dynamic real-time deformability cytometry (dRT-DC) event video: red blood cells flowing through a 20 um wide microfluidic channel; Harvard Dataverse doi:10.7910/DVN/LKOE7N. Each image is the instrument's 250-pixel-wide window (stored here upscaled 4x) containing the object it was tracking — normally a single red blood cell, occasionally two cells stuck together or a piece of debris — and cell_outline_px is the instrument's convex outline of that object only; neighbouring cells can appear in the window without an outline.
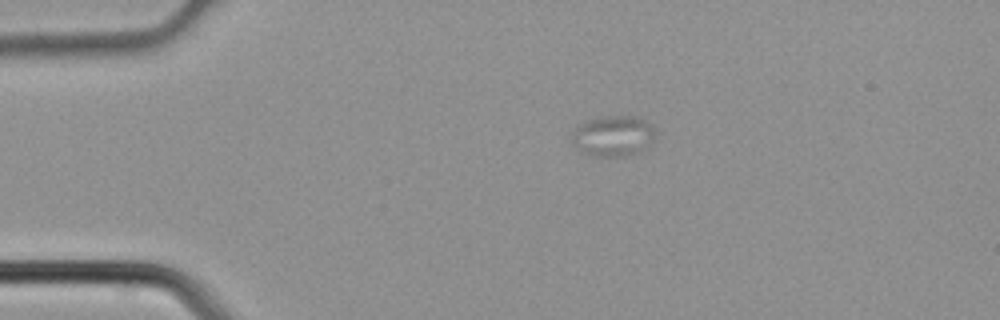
{"species": "common noctule bat (a hibernating species)", "species_latin": "Nyctalus noctula", "temperature_condition": "cold", "stored_images_in_passage": 2, "camera_frame_rate_fps": 3000, "um_per_image_px": 0.085, "animal": {"sex": "male", "body_mass_g": 21.5, "forearm_length_mm": 52.0}, "frame": {"image": 1, "passage_image": 1, "time_ms": 0.0, "image_size_px": [1000, 320], "cell_outline_px": [[656, 136], [648, 148], [640, 152], [628, 156], [588, 156], [580, 152], [572, 144], [572, 132], [580, 124], [588, 120], [604, 116], [636, 116], [652, 124], [656, 128]], "centroid_in_image_um": [52.15, 11.57], "position_along_channel_um": 32.8, "area_um2": 20.35}}